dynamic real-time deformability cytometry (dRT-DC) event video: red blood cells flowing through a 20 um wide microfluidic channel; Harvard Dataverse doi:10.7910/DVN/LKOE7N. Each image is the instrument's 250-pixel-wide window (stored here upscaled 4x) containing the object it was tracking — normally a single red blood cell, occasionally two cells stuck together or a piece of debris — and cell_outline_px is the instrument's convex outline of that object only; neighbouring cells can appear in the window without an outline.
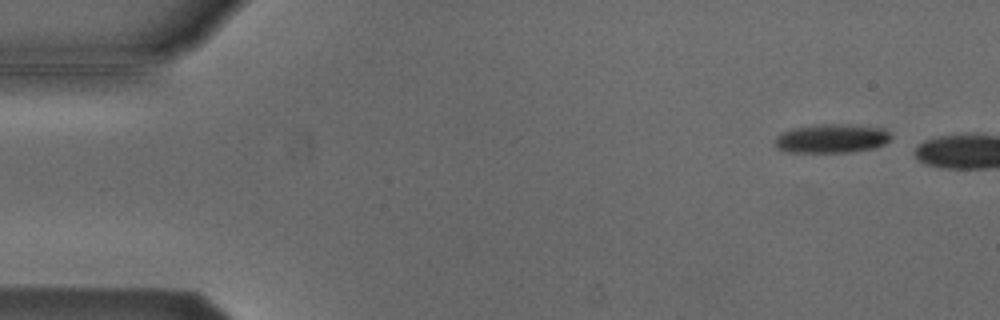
{"species": "Egyptian fruit bat (a non-hibernating species)", "species_latin": "Rousettus aegyptiacus", "temperature_condition": "cold", "stored_images_in_passage": 4, "camera_frame_rate_fps": 3000, "um_per_image_px": 0.085, "animal": {"sex": "male"}, "frame": {"image": 1, "passage_image": 1, "time_ms": 0.0, "image_size_px": [1000, 320], "cell_outline_px": [[892, 136], [884, 144], [872, 148], [852, 152], [788, 152], [780, 148], [776, 144], [776, 136], [784, 132], [796, 128], [828, 124], [832, 124], [884, 128]], "centroid_in_image_um": [70.72, 11.79], "position_along_channel_um": 14.3, "area_um2": 18.9}}